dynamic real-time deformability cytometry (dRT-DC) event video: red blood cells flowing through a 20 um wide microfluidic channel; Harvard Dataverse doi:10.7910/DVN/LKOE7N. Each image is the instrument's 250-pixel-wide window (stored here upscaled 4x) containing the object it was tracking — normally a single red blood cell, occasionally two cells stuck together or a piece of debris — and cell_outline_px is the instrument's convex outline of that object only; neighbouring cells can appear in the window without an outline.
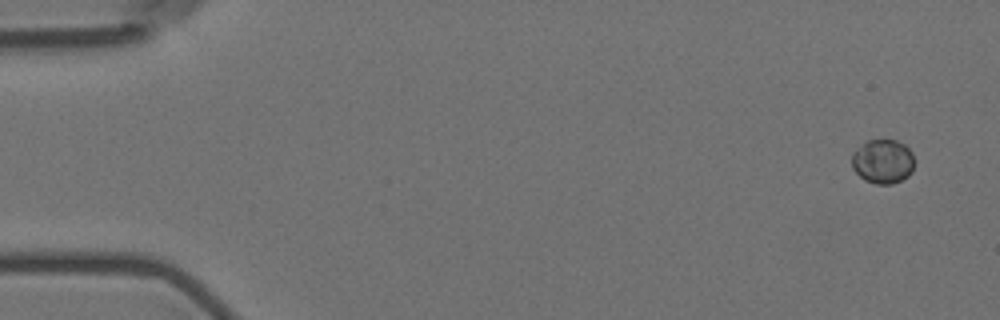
{"species": "Egyptian fruit bat (a non-hibernating species)", "species_latin": "Rousettus aegyptiacus", "temperature_condition": "room temperature", "stored_images_in_passage": 4, "camera_frame_rate_fps": 3000, "um_per_image_px": 0.085, "animal": {"sex": "female"}, "frame": {"image": 1, "passage_image": 1, "time_ms": 0.0, "image_size_px": [1000, 320], "cell_outline_px": [[912, 172], [908, 176], [892, 184], [876, 184], [864, 180], [852, 168], [852, 152], [856, 148], [868, 140], [896, 140], [904, 144], [912, 152]], "centroid_in_image_um": [75.01, 13.72], "position_along_channel_um": 10.0, "area_um2": 16.07}}